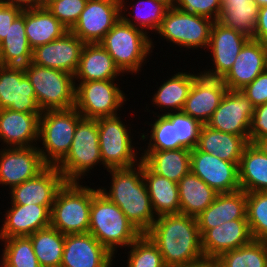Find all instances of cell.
<instances>
[{
    "label": "cell",
    "mask_w": 267,
    "mask_h": 267,
    "mask_svg": "<svg viewBox=\"0 0 267 267\" xmlns=\"http://www.w3.org/2000/svg\"><path fill=\"white\" fill-rule=\"evenodd\" d=\"M120 2H121V18L126 23L142 30L147 34L149 33L147 32L149 29L150 31L155 30L154 31L155 33L158 31V29L162 24V20L165 17L167 10L169 9L167 5L157 0H138L137 3H135L134 5L131 4L132 6H129L133 8V6L136 5L134 7V9L136 8L135 9L136 11L135 10L132 11L133 13L135 12V15L130 12H128L129 15L128 14L124 15L127 11L126 9L127 5H125L126 3L125 0H120ZM132 14L134 17L132 16ZM127 16H129L130 18H128Z\"/></svg>",
    "instance_id": "cell-38"
},
{
    "label": "cell",
    "mask_w": 267,
    "mask_h": 267,
    "mask_svg": "<svg viewBox=\"0 0 267 267\" xmlns=\"http://www.w3.org/2000/svg\"><path fill=\"white\" fill-rule=\"evenodd\" d=\"M39 116L0 109V141L5 147H32L39 141Z\"/></svg>",
    "instance_id": "cell-26"
},
{
    "label": "cell",
    "mask_w": 267,
    "mask_h": 267,
    "mask_svg": "<svg viewBox=\"0 0 267 267\" xmlns=\"http://www.w3.org/2000/svg\"><path fill=\"white\" fill-rule=\"evenodd\" d=\"M142 176L145 181L155 215L180 213L178 184L154 173L142 161Z\"/></svg>",
    "instance_id": "cell-30"
},
{
    "label": "cell",
    "mask_w": 267,
    "mask_h": 267,
    "mask_svg": "<svg viewBox=\"0 0 267 267\" xmlns=\"http://www.w3.org/2000/svg\"><path fill=\"white\" fill-rule=\"evenodd\" d=\"M147 35L120 17L99 44L110 54L123 75L128 72L136 75L154 47Z\"/></svg>",
    "instance_id": "cell-4"
},
{
    "label": "cell",
    "mask_w": 267,
    "mask_h": 267,
    "mask_svg": "<svg viewBox=\"0 0 267 267\" xmlns=\"http://www.w3.org/2000/svg\"><path fill=\"white\" fill-rule=\"evenodd\" d=\"M41 267H60L65 235L49 226L29 235Z\"/></svg>",
    "instance_id": "cell-37"
},
{
    "label": "cell",
    "mask_w": 267,
    "mask_h": 267,
    "mask_svg": "<svg viewBox=\"0 0 267 267\" xmlns=\"http://www.w3.org/2000/svg\"><path fill=\"white\" fill-rule=\"evenodd\" d=\"M120 17V0H88L70 31L84 43H99Z\"/></svg>",
    "instance_id": "cell-13"
},
{
    "label": "cell",
    "mask_w": 267,
    "mask_h": 267,
    "mask_svg": "<svg viewBox=\"0 0 267 267\" xmlns=\"http://www.w3.org/2000/svg\"><path fill=\"white\" fill-rule=\"evenodd\" d=\"M157 245L166 267H176L204 258L197 219L182 213L158 216L146 232Z\"/></svg>",
    "instance_id": "cell-1"
},
{
    "label": "cell",
    "mask_w": 267,
    "mask_h": 267,
    "mask_svg": "<svg viewBox=\"0 0 267 267\" xmlns=\"http://www.w3.org/2000/svg\"><path fill=\"white\" fill-rule=\"evenodd\" d=\"M91 204L92 188L65 182L56 193L50 226L64 235L88 233Z\"/></svg>",
    "instance_id": "cell-5"
},
{
    "label": "cell",
    "mask_w": 267,
    "mask_h": 267,
    "mask_svg": "<svg viewBox=\"0 0 267 267\" xmlns=\"http://www.w3.org/2000/svg\"><path fill=\"white\" fill-rule=\"evenodd\" d=\"M82 117L75 107L42 111L39 141L42 140L43 147H38V150L46 165L56 166L67 155Z\"/></svg>",
    "instance_id": "cell-6"
},
{
    "label": "cell",
    "mask_w": 267,
    "mask_h": 267,
    "mask_svg": "<svg viewBox=\"0 0 267 267\" xmlns=\"http://www.w3.org/2000/svg\"><path fill=\"white\" fill-rule=\"evenodd\" d=\"M177 184L180 213L195 218L214 201L218 194L191 170Z\"/></svg>",
    "instance_id": "cell-34"
},
{
    "label": "cell",
    "mask_w": 267,
    "mask_h": 267,
    "mask_svg": "<svg viewBox=\"0 0 267 267\" xmlns=\"http://www.w3.org/2000/svg\"><path fill=\"white\" fill-rule=\"evenodd\" d=\"M85 43L71 31L54 41L35 47L31 62L74 75Z\"/></svg>",
    "instance_id": "cell-18"
},
{
    "label": "cell",
    "mask_w": 267,
    "mask_h": 267,
    "mask_svg": "<svg viewBox=\"0 0 267 267\" xmlns=\"http://www.w3.org/2000/svg\"><path fill=\"white\" fill-rule=\"evenodd\" d=\"M113 257L92 234H68L60 267H111Z\"/></svg>",
    "instance_id": "cell-19"
},
{
    "label": "cell",
    "mask_w": 267,
    "mask_h": 267,
    "mask_svg": "<svg viewBox=\"0 0 267 267\" xmlns=\"http://www.w3.org/2000/svg\"><path fill=\"white\" fill-rule=\"evenodd\" d=\"M88 233L113 255L120 247H129L142 233L119 207L99 189H92V204Z\"/></svg>",
    "instance_id": "cell-3"
},
{
    "label": "cell",
    "mask_w": 267,
    "mask_h": 267,
    "mask_svg": "<svg viewBox=\"0 0 267 267\" xmlns=\"http://www.w3.org/2000/svg\"><path fill=\"white\" fill-rule=\"evenodd\" d=\"M32 50L25 32V11H22L0 42V65L27 66L32 60Z\"/></svg>",
    "instance_id": "cell-33"
},
{
    "label": "cell",
    "mask_w": 267,
    "mask_h": 267,
    "mask_svg": "<svg viewBox=\"0 0 267 267\" xmlns=\"http://www.w3.org/2000/svg\"><path fill=\"white\" fill-rule=\"evenodd\" d=\"M123 74L99 43H85L74 80L78 82L115 80Z\"/></svg>",
    "instance_id": "cell-27"
},
{
    "label": "cell",
    "mask_w": 267,
    "mask_h": 267,
    "mask_svg": "<svg viewBox=\"0 0 267 267\" xmlns=\"http://www.w3.org/2000/svg\"><path fill=\"white\" fill-rule=\"evenodd\" d=\"M51 209L52 206L11 204L4 214L6 217L0 228V239L29 236L38 230L49 227Z\"/></svg>",
    "instance_id": "cell-24"
},
{
    "label": "cell",
    "mask_w": 267,
    "mask_h": 267,
    "mask_svg": "<svg viewBox=\"0 0 267 267\" xmlns=\"http://www.w3.org/2000/svg\"><path fill=\"white\" fill-rule=\"evenodd\" d=\"M252 39L267 44V5L259 8L255 35Z\"/></svg>",
    "instance_id": "cell-50"
},
{
    "label": "cell",
    "mask_w": 267,
    "mask_h": 267,
    "mask_svg": "<svg viewBox=\"0 0 267 267\" xmlns=\"http://www.w3.org/2000/svg\"><path fill=\"white\" fill-rule=\"evenodd\" d=\"M175 8L218 21L221 12V0H177Z\"/></svg>",
    "instance_id": "cell-46"
},
{
    "label": "cell",
    "mask_w": 267,
    "mask_h": 267,
    "mask_svg": "<svg viewBox=\"0 0 267 267\" xmlns=\"http://www.w3.org/2000/svg\"><path fill=\"white\" fill-rule=\"evenodd\" d=\"M3 2L15 6L22 11L44 6V0H3Z\"/></svg>",
    "instance_id": "cell-51"
},
{
    "label": "cell",
    "mask_w": 267,
    "mask_h": 267,
    "mask_svg": "<svg viewBox=\"0 0 267 267\" xmlns=\"http://www.w3.org/2000/svg\"><path fill=\"white\" fill-rule=\"evenodd\" d=\"M246 216L253 240L267 241V191L247 193Z\"/></svg>",
    "instance_id": "cell-41"
},
{
    "label": "cell",
    "mask_w": 267,
    "mask_h": 267,
    "mask_svg": "<svg viewBox=\"0 0 267 267\" xmlns=\"http://www.w3.org/2000/svg\"><path fill=\"white\" fill-rule=\"evenodd\" d=\"M158 119H155L152 126L151 135L149 136L148 148L144 151H163L184 148L179 140L176 139L175 124L162 113V115H156Z\"/></svg>",
    "instance_id": "cell-43"
},
{
    "label": "cell",
    "mask_w": 267,
    "mask_h": 267,
    "mask_svg": "<svg viewBox=\"0 0 267 267\" xmlns=\"http://www.w3.org/2000/svg\"><path fill=\"white\" fill-rule=\"evenodd\" d=\"M259 8L254 0H221L218 22L225 27L241 32L249 38H253Z\"/></svg>",
    "instance_id": "cell-35"
},
{
    "label": "cell",
    "mask_w": 267,
    "mask_h": 267,
    "mask_svg": "<svg viewBox=\"0 0 267 267\" xmlns=\"http://www.w3.org/2000/svg\"><path fill=\"white\" fill-rule=\"evenodd\" d=\"M157 1H160V2L164 3L169 8H173V7H175L177 0H157Z\"/></svg>",
    "instance_id": "cell-53"
},
{
    "label": "cell",
    "mask_w": 267,
    "mask_h": 267,
    "mask_svg": "<svg viewBox=\"0 0 267 267\" xmlns=\"http://www.w3.org/2000/svg\"><path fill=\"white\" fill-rule=\"evenodd\" d=\"M98 163L103 164L97 119L82 117L67 155L56 165L66 182H78ZM80 178V179H79Z\"/></svg>",
    "instance_id": "cell-8"
},
{
    "label": "cell",
    "mask_w": 267,
    "mask_h": 267,
    "mask_svg": "<svg viewBox=\"0 0 267 267\" xmlns=\"http://www.w3.org/2000/svg\"><path fill=\"white\" fill-rule=\"evenodd\" d=\"M253 115L254 106L241 90H227L206 125L221 132L242 136L249 142Z\"/></svg>",
    "instance_id": "cell-12"
},
{
    "label": "cell",
    "mask_w": 267,
    "mask_h": 267,
    "mask_svg": "<svg viewBox=\"0 0 267 267\" xmlns=\"http://www.w3.org/2000/svg\"><path fill=\"white\" fill-rule=\"evenodd\" d=\"M213 23L210 18L186 13L173 7L167 10L157 34L180 48L204 47L208 50Z\"/></svg>",
    "instance_id": "cell-10"
},
{
    "label": "cell",
    "mask_w": 267,
    "mask_h": 267,
    "mask_svg": "<svg viewBox=\"0 0 267 267\" xmlns=\"http://www.w3.org/2000/svg\"><path fill=\"white\" fill-rule=\"evenodd\" d=\"M21 13V9L0 2V42L5 39L11 24Z\"/></svg>",
    "instance_id": "cell-49"
},
{
    "label": "cell",
    "mask_w": 267,
    "mask_h": 267,
    "mask_svg": "<svg viewBox=\"0 0 267 267\" xmlns=\"http://www.w3.org/2000/svg\"><path fill=\"white\" fill-rule=\"evenodd\" d=\"M97 126L101 158L106 169L128 168L141 162V158L137 160L138 152L132 145L131 132L121 117L98 118Z\"/></svg>",
    "instance_id": "cell-9"
},
{
    "label": "cell",
    "mask_w": 267,
    "mask_h": 267,
    "mask_svg": "<svg viewBox=\"0 0 267 267\" xmlns=\"http://www.w3.org/2000/svg\"><path fill=\"white\" fill-rule=\"evenodd\" d=\"M176 267H217L216 259L204 257L196 262Z\"/></svg>",
    "instance_id": "cell-52"
},
{
    "label": "cell",
    "mask_w": 267,
    "mask_h": 267,
    "mask_svg": "<svg viewBox=\"0 0 267 267\" xmlns=\"http://www.w3.org/2000/svg\"><path fill=\"white\" fill-rule=\"evenodd\" d=\"M88 0H44L48 10L70 31Z\"/></svg>",
    "instance_id": "cell-45"
},
{
    "label": "cell",
    "mask_w": 267,
    "mask_h": 267,
    "mask_svg": "<svg viewBox=\"0 0 267 267\" xmlns=\"http://www.w3.org/2000/svg\"><path fill=\"white\" fill-rule=\"evenodd\" d=\"M164 115L172 124H175L176 139L179 140V143L184 148L194 149L199 141L202 124L183 111L169 112Z\"/></svg>",
    "instance_id": "cell-44"
},
{
    "label": "cell",
    "mask_w": 267,
    "mask_h": 267,
    "mask_svg": "<svg viewBox=\"0 0 267 267\" xmlns=\"http://www.w3.org/2000/svg\"><path fill=\"white\" fill-rule=\"evenodd\" d=\"M241 91L254 107L267 103V69Z\"/></svg>",
    "instance_id": "cell-48"
},
{
    "label": "cell",
    "mask_w": 267,
    "mask_h": 267,
    "mask_svg": "<svg viewBox=\"0 0 267 267\" xmlns=\"http://www.w3.org/2000/svg\"><path fill=\"white\" fill-rule=\"evenodd\" d=\"M64 180L56 166H46L35 177L11 188V204L52 206Z\"/></svg>",
    "instance_id": "cell-20"
},
{
    "label": "cell",
    "mask_w": 267,
    "mask_h": 267,
    "mask_svg": "<svg viewBox=\"0 0 267 267\" xmlns=\"http://www.w3.org/2000/svg\"><path fill=\"white\" fill-rule=\"evenodd\" d=\"M249 142L242 136L233 135L202 125L197 148L227 162L239 166L241 156Z\"/></svg>",
    "instance_id": "cell-28"
},
{
    "label": "cell",
    "mask_w": 267,
    "mask_h": 267,
    "mask_svg": "<svg viewBox=\"0 0 267 267\" xmlns=\"http://www.w3.org/2000/svg\"><path fill=\"white\" fill-rule=\"evenodd\" d=\"M0 109L41 116L34 88L23 67L0 65Z\"/></svg>",
    "instance_id": "cell-14"
},
{
    "label": "cell",
    "mask_w": 267,
    "mask_h": 267,
    "mask_svg": "<svg viewBox=\"0 0 267 267\" xmlns=\"http://www.w3.org/2000/svg\"><path fill=\"white\" fill-rule=\"evenodd\" d=\"M254 2L259 6L263 7L267 5V0H254Z\"/></svg>",
    "instance_id": "cell-54"
},
{
    "label": "cell",
    "mask_w": 267,
    "mask_h": 267,
    "mask_svg": "<svg viewBox=\"0 0 267 267\" xmlns=\"http://www.w3.org/2000/svg\"><path fill=\"white\" fill-rule=\"evenodd\" d=\"M115 80L80 82L75 85L76 110L84 117L98 119L117 114L126 101ZM116 84V85H115Z\"/></svg>",
    "instance_id": "cell-11"
},
{
    "label": "cell",
    "mask_w": 267,
    "mask_h": 267,
    "mask_svg": "<svg viewBox=\"0 0 267 267\" xmlns=\"http://www.w3.org/2000/svg\"><path fill=\"white\" fill-rule=\"evenodd\" d=\"M240 190L267 191V152L259 145L249 143L238 166Z\"/></svg>",
    "instance_id": "cell-29"
},
{
    "label": "cell",
    "mask_w": 267,
    "mask_h": 267,
    "mask_svg": "<svg viewBox=\"0 0 267 267\" xmlns=\"http://www.w3.org/2000/svg\"><path fill=\"white\" fill-rule=\"evenodd\" d=\"M141 160L156 174L178 183L190 171L191 150L144 151Z\"/></svg>",
    "instance_id": "cell-32"
},
{
    "label": "cell",
    "mask_w": 267,
    "mask_h": 267,
    "mask_svg": "<svg viewBox=\"0 0 267 267\" xmlns=\"http://www.w3.org/2000/svg\"><path fill=\"white\" fill-rule=\"evenodd\" d=\"M68 31L45 5L25 10V32L32 49L50 43Z\"/></svg>",
    "instance_id": "cell-31"
},
{
    "label": "cell",
    "mask_w": 267,
    "mask_h": 267,
    "mask_svg": "<svg viewBox=\"0 0 267 267\" xmlns=\"http://www.w3.org/2000/svg\"><path fill=\"white\" fill-rule=\"evenodd\" d=\"M252 240L247 219H237L208 229L201 236V248L204 257L217 259L221 254L242 247Z\"/></svg>",
    "instance_id": "cell-23"
},
{
    "label": "cell",
    "mask_w": 267,
    "mask_h": 267,
    "mask_svg": "<svg viewBox=\"0 0 267 267\" xmlns=\"http://www.w3.org/2000/svg\"><path fill=\"white\" fill-rule=\"evenodd\" d=\"M267 141V103L254 107L249 129V143Z\"/></svg>",
    "instance_id": "cell-47"
},
{
    "label": "cell",
    "mask_w": 267,
    "mask_h": 267,
    "mask_svg": "<svg viewBox=\"0 0 267 267\" xmlns=\"http://www.w3.org/2000/svg\"><path fill=\"white\" fill-rule=\"evenodd\" d=\"M190 170L218 194L240 190L238 165L197 147L191 150Z\"/></svg>",
    "instance_id": "cell-15"
},
{
    "label": "cell",
    "mask_w": 267,
    "mask_h": 267,
    "mask_svg": "<svg viewBox=\"0 0 267 267\" xmlns=\"http://www.w3.org/2000/svg\"><path fill=\"white\" fill-rule=\"evenodd\" d=\"M188 73H175L171 78L164 81L158 88L156 93L153 95L152 104L158 106L162 111L165 110L164 114L182 111L185 101L187 99L189 90L194 82V79L199 75ZM164 108V109H162ZM170 108V109H169ZM168 111H167V110ZM167 111V112H166Z\"/></svg>",
    "instance_id": "cell-36"
},
{
    "label": "cell",
    "mask_w": 267,
    "mask_h": 267,
    "mask_svg": "<svg viewBox=\"0 0 267 267\" xmlns=\"http://www.w3.org/2000/svg\"><path fill=\"white\" fill-rule=\"evenodd\" d=\"M249 39L241 32L214 21L208 46L214 68L200 71V73L207 77L222 79L230 71L239 52Z\"/></svg>",
    "instance_id": "cell-16"
},
{
    "label": "cell",
    "mask_w": 267,
    "mask_h": 267,
    "mask_svg": "<svg viewBox=\"0 0 267 267\" xmlns=\"http://www.w3.org/2000/svg\"><path fill=\"white\" fill-rule=\"evenodd\" d=\"M216 262L217 267H267V241L252 240L221 254Z\"/></svg>",
    "instance_id": "cell-39"
},
{
    "label": "cell",
    "mask_w": 267,
    "mask_h": 267,
    "mask_svg": "<svg viewBox=\"0 0 267 267\" xmlns=\"http://www.w3.org/2000/svg\"><path fill=\"white\" fill-rule=\"evenodd\" d=\"M4 243L0 267H41L29 236L0 239Z\"/></svg>",
    "instance_id": "cell-40"
},
{
    "label": "cell",
    "mask_w": 267,
    "mask_h": 267,
    "mask_svg": "<svg viewBox=\"0 0 267 267\" xmlns=\"http://www.w3.org/2000/svg\"><path fill=\"white\" fill-rule=\"evenodd\" d=\"M259 145L267 152V141L261 142Z\"/></svg>",
    "instance_id": "cell-55"
},
{
    "label": "cell",
    "mask_w": 267,
    "mask_h": 267,
    "mask_svg": "<svg viewBox=\"0 0 267 267\" xmlns=\"http://www.w3.org/2000/svg\"><path fill=\"white\" fill-rule=\"evenodd\" d=\"M246 208L247 193L243 190L217 194L214 201L196 217L200 236L224 222L247 219Z\"/></svg>",
    "instance_id": "cell-25"
},
{
    "label": "cell",
    "mask_w": 267,
    "mask_h": 267,
    "mask_svg": "<svg viewBox=\"0 0 267 267\" xmlns=\"http://www.w3.org/2000/svg\"><path fill=\"white\" fill-rule=\"evenodd\" d=\"M46 166L38 146L1 148L0 185H8L11 189L35 177Z\"/></svg>",
    "instance_id": "cell-17"
},
{
    "label": "cell",
    "mask_w": 267,
    "mask_h": 267,
    "mask_svg": "<svg viewBox=\"0 0 267 267\" xmlns=\"http://www.w3.org/2000/svg\"><path fill=\"white\" fill-rule=\"evenodd\" d=\"M42 111L70 109L75 105L74 75L30 62L23 67Z\"/></svg>",
    "instance_id": "cell-7"
},
{
    "label": "cell",
    "mask_w": 267,
    "mask_h": 267,
    "mask_svg": "<svg viewBox=\"0 0 267 267\" xmlns=\"http://www.w3.org/2000/svg\"><path fill=\"white\" fill-rule=\"evenodd\" d=\"M226 91L227 87L221 79L200 73L194 79L182 111L206 125Z\"/></svg>",
    "instance_id": "cell-21"
},
{
    "label": "cell",
    "mask_w": 267,
    "mask_h": 267,
    "mask_svg": "<svg viewBox=\"0 0 267 267\" xmlns=\"http://www.w3.org/2000/svg\"><path fill=\"white\" fill-rule=\"evenodd\" d=\"M112 176L109 192L98 188L115 203L126 218L143 234L154 224V214L148 190L142 176V160L133 167L107 169Z\"/></svg>",
    "instance_id": "cell-2"
},
{
    "label": "cell",
    "mask_w": 267,
    "mask_h": 267,
    "mask_svg": "<svg viewBox=\"0 0 267 267\" xmlns=\"http://www.w3.org/2000/svg\"><path fill=\"white\" fill-rule=\"evenodd\" d=\"M267 69V44L250 38L230 71L221 79L227 90H242Z\"/></svg>",
    "instance_id": "cell-22"
},
{
    "label": "cell",
    "mask_w": 267,
    "mask_h": 267,
    "mask_svg": "<svg viewBox=\"0 0 267 267\" xmlns=\"http://www.w3.org/2000/svg\"><path fill=\"white\" fill-rule=\"evenodd\" d=\"M129 249L127 267H166L157 245L146 233L141 234Z\"/></svg>",
    "instance_id": "cell-42"
}]
</instances>
